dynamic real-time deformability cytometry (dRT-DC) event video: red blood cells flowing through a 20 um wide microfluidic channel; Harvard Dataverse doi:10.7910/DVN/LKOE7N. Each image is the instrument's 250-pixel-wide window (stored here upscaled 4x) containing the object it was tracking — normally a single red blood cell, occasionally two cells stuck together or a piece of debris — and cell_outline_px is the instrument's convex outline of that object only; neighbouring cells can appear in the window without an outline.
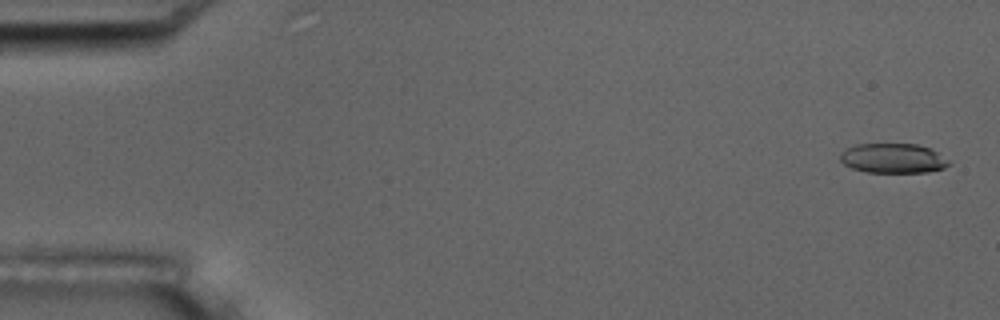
{"species": "common noctule bat (a hibernating species)", "species_latin": "Nyctalus noctula", "temperature_condition": "room temperature", "stored_images_in_passage": 55, "camera_frame_rate_fps": 3000, "um_per_image_px": 0.085, "animal": {"sex": "male", "body_mass_g": 17.5, "forearm_length_mm": 52.3}, "frame": {"image": 1, "passage_image": 2, "time_ms": 0.333, "image_size_px": [1000, 320], "cell_outline_px": [[948, 164], [944, 168], [928, 172], [868, 172], [852, 168], [844, 164], [840, 160], [840, 152], [856, 144], [916, 144], [928, 148], [936, 152], [948, 160]], "centroid_in_image_um": [75.87, 13.45], "position_along_channel_um": 9.1, "area_um2": 18.55}}
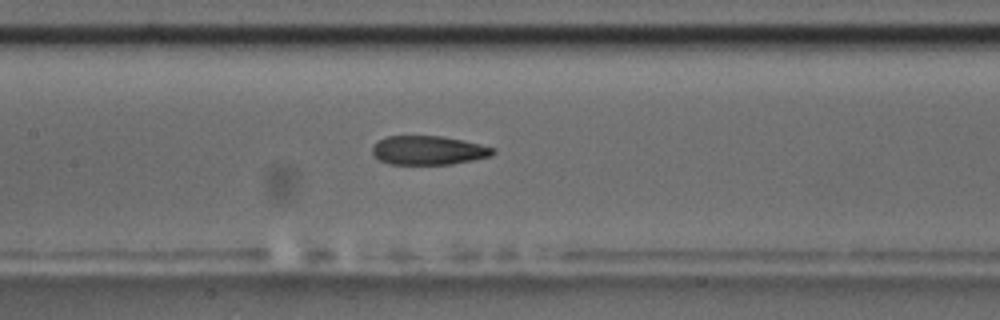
{"frame": {"image": 2, "passage_image": 26, "time_ms": 8.333, "image_size_px": [1000, 320], "cell_outline_px": [[496, 152], [488, 156], [472, 160], [452, 164], [388, 164], [380, 160], [372, 152], [372, 148], [380, 140], [388, 136], [440, 136], [464, 140], [496, 148]], "centroid_in_image_um": [36.44, 12.77], "position_along_channel_um": 171.0, "area_um2": 20.17}}
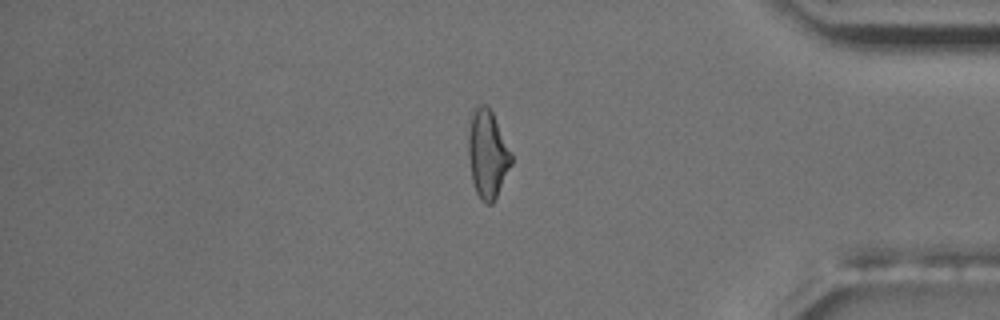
{"frame": {"image": 3, "passage_image": 46, "time_ms": 15.0, "image_size_px": [1000, 320], "cell_outline_px": [[512, 164], [492, 204], [484, 204], [480, 200], [476, 192], [472, 180], [468, 156], [468, 136], [472, 108], [476, 104], [484, 104], [492, 112], [512, 156]], "centroid_in_image_um": [41.41, 13.09], "position_along_channel_um": 393.8, "area_um2": 21.91}, "authors_computed_cell_mechanics": {"area_um2": 21.097, "velocity_mm_per_s": 3.7364, "shape_relaxation_time_tau1_ms": null, "shape_relaxation_time_tau2_ms": 3.0332, "deformation_change_tau1": null, "deformation_change_tau2": 0.1106}}